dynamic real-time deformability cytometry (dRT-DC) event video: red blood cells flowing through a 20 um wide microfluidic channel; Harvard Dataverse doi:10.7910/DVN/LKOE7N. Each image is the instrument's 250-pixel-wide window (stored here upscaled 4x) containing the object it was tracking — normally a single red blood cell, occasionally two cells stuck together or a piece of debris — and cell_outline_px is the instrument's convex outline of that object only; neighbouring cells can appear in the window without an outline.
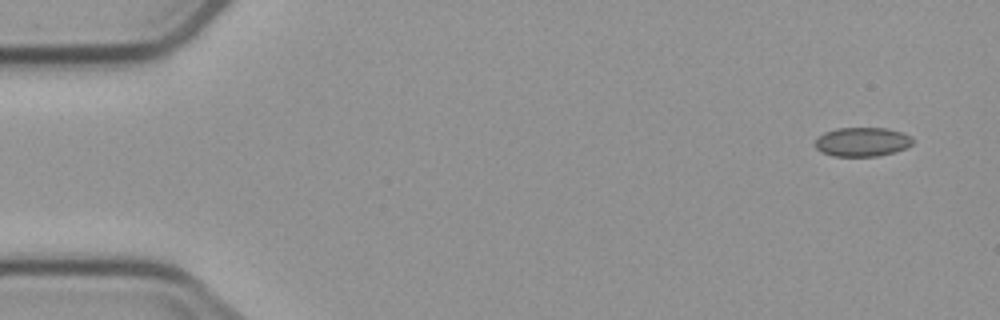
{"species": "common noctule bat (a hibernating species)", "species_latin": "Nyctalus noctula", "temperature_condition": "cold", "stored_images_in_passage": 5, "segment_of_instrument_passage": [1, 2], "camera_frame_rate_fps": 3000, "um_per_image_px": 0.085, "animal": {"sex": "male", "body_mass_g": 23.1, "forearm_length_mm": 52.7}, "frame": {"image": 1, "passage_image": 1, "time_ms": 0.0, "image_size_px": [1000, 320], "cell_outline_px": [[912, 144], [896, 152], [880, 156], [832, 156], [816, 148], [816, 140], [824, 132], [836, 128], [888, 128], [912, 136]], "centroid_in_image_um": [73.31, 12.06], "position_along_channel_um": 11.7, "area_um2": 16.47}}